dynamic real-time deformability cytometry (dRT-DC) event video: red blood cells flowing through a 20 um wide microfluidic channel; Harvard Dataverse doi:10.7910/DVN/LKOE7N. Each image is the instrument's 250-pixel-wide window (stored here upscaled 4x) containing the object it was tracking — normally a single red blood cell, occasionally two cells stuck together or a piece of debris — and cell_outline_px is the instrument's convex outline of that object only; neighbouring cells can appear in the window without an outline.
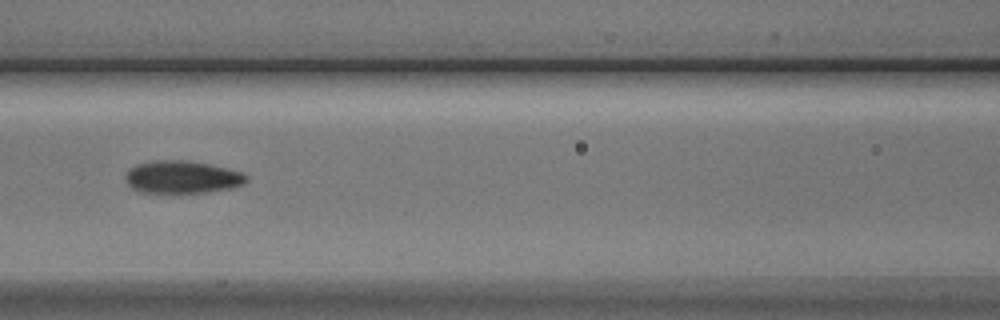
{"species": "Egyptian fruit bat (a non-hibernating species)", "species_latin": "Rousettus aegyptiacus", "temperature_condition": "cold", "stored_images_in_passage": 9, "camera_frame_rate_fps": 3000, "um_per_image_px": 0.085, "animal": {"sex": "male"}, "frame": {"image": 1, "passage_image": 6, "time_ms": 6.667, "image_size_px": [1000, 320], "cell_outline_px": [[248, 180], [244, 184], [232, 188], [208, 192], [136, 192], [128, 184], [124, 176], [128, 168], [136, 164], [156, 160], [184, 160], [208, 164], [244, 172], [248, 176]], "centroid_in_image_um": [15.48, 15.05], "position_along_channel_um": 151.1, "area_um2": 23.12}}
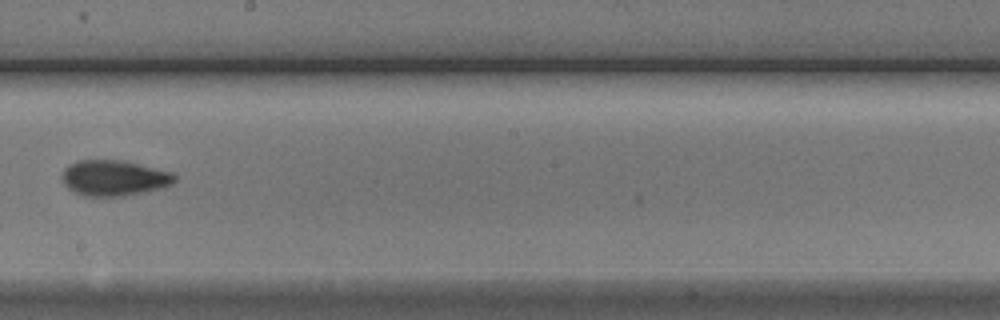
{"frame": {"image": 2, "passage_image": 8, "time_ms": 9.0, "image_size_px": [1000, 320], "cell_outline_px": [[176, 180], [172, 184], [164, 188], [148, 192], [124, 196], [84, 196], [68, 188], [64, 184], [64, 168], [68, 164], [76, 160], [120, 160], [172, 172], [176, 176]], "centroid_in_image_um": [9.73, 15.14], "position_along_channel_um": 238.5, "area_um2": 23.41}}
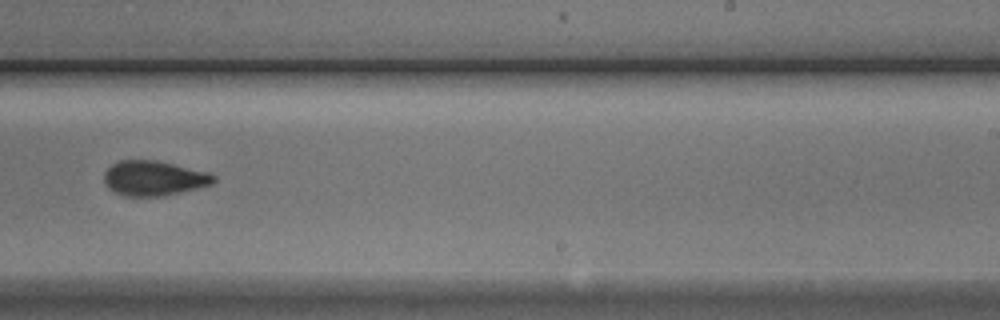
{"frame": {"image": 3, "passage_image": 9, "time_ms": 10.0, "image_size_px": [1000, 320], "cell_outline_px": [[216, 180], [212, 184], [200, 188], [164, 196], [124, 196], [108, 188], [104, 184], [104, 172], [112, 164], [120, 160], [156, 160], [208, 172], [216, 176]], "centroid_in_image_um": [13.09, 15.15], "position_along_channel_um": 275.9, "area_um2": 22.43}}